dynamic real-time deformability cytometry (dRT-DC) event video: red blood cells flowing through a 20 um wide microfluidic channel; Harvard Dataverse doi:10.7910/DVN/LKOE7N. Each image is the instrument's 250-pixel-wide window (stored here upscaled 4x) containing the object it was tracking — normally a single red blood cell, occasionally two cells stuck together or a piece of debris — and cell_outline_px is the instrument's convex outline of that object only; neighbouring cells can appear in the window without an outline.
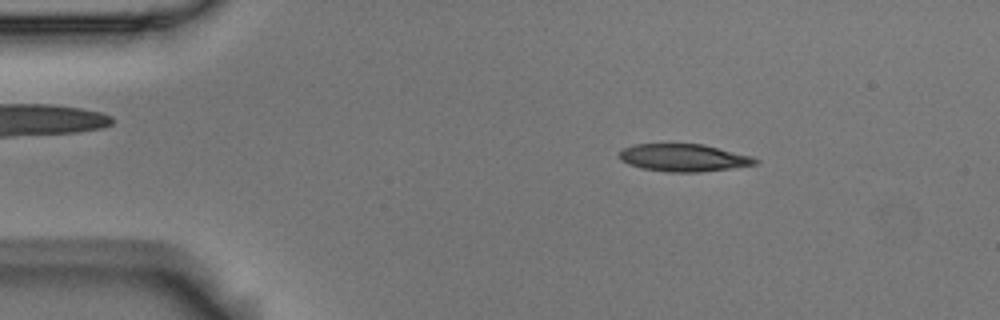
{"species": "Egyptian fruit bat (a non-hibernating species)", "species_latin": "Rousettus aegyptiacus", "temperature_condition": "room temperature", "stored_images_in_passage": 3, "camera_frame_rate_fps": 3000, "um_per_image_px": 0.085, "animal": {"sex": "male"}, "frame": {"image": 1, "passage_image": 2, "time_ms": 0.333, "image_size_px": [1000, 320], "cell_outline_px": [[760, 160], [756, 164], [700, 172], [668, 172], [644, 168], [628, 164], [620, 160], [620, 152], [624, 148], [632, 144], [704, 144], [752, 156]], "centroid_in_image_um": [58.11, 13.4], "position_along_channel_um": 26.9, "area_um2": 21.62}}